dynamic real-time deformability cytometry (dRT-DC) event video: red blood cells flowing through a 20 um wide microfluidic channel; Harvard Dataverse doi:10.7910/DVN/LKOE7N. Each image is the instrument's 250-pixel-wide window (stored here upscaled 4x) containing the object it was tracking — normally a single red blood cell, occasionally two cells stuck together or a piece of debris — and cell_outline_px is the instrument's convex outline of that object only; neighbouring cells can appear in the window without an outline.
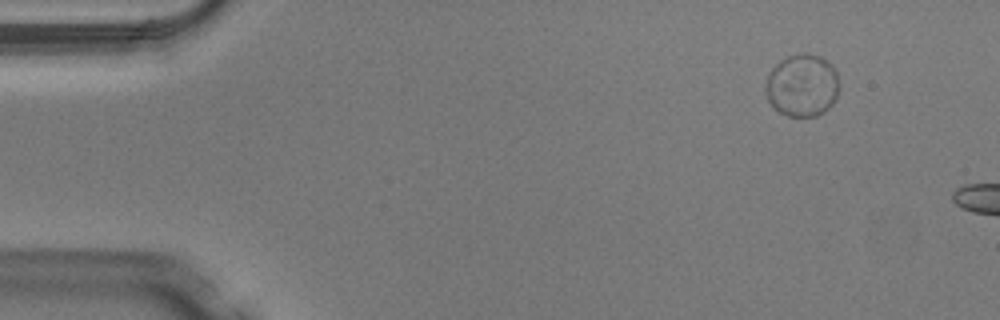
{"species": "Egyptian fruit bat (a non-hibernating species)", "species_latin": "Rousettus aegyptiacus", "temperature_condition": "warm", "stored_images_in_passage": 3, "segment_of_instrument_passage": [1, 2], "camera_frame_rate_fps": 3000, "um_per_image_px": 0.085, "animal": {"sex": "male"}, "frame": {"image": 1, "passage_image": 1, "time_ms": 0.0, "image_size_px": [1000, 320], "cell_outline_px": [[840, 88], [836, 100], [824, 112], [816, 116], [788, 116], [780, 112], [768, 100], [764, 88], [764, 84], [768, 72], [780, 60], [788, 56], [804, 52], [820, 56], [832, 64], [836, 72], [840, 84]], "centroid_in_image_um": [68.2, 7.24], "position_along_channel_um": 16.8, "area_um2": 27.22}}